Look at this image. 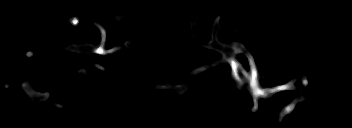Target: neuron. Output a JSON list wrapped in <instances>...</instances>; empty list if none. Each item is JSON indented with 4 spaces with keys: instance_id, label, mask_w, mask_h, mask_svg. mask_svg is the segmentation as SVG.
<instances>
[{
    "instance_id": "2dd73e0c",
    "label": "neuron",
    "mask_w": 352,
    "mask_h": 128,
    "mask_svg": "<svg viewBox=\"0 0 352 128\" xmlns=\"http://www.w3.org/2000/svg\"><path fill=\"white\" fill-rule=\"evenodd\" d=\"M132 18V16L130 15H120L119 18L125 19V18ZM199 14H194L191 17L190 20V30L192 32V37L194 38V40L196 41V43L201 44L204 48H208L214 51H217L219 53H221L222 58L230 65V78H233L236 80L237 83V88L244 89L246 91L249 89L251 91V94L253 96V108L252 111L255 112L258 109V99L261 98H269V96L281 91V90H293L294 89V85L293 82L296 81V79H292L291 81H289L287 84H283L280 86H275L273 88H263L261 87V85L259 84V80L265 79V76L260 77V75L258 74V69L254 63V59L253 56L248 52V50L243 46L240 45L239 43H233L232 45L229 44H225L222 41H219L218 39V31L221 29L222 26H220L218 24L219 20L221 19L220 16H218L215 21H214V25H213V30H212V35L210 38V41L208 43L204 42L203 40H200L195 32V23L199 18ZM70 23L73 26H77L79 24V18L78 17H73L70 18ZM93 25H95L96 27H98L100 29V35H101V41L100 44L98 46H94L93 44H81V45H75V44H71L69 45V47H67L68 51H73L76 53H86V54H100V55H104V56H108L111 53L116 52L117 50H119L120 48H122L123 46L120 44H115L113 48L111 49H105V43L107 40V35H106V29L103 25H101L98 22H93ZM233 33H237L239 31V28L235 29V30H230ZM123 45L126 47V51L125 54L128 53L129 48L131 46V43L129 41H125L123 43ZM238 53H243L247 56L248 60H249V66H250V71L247 72L241 65V63L235 59V55ZM33 55L32 52H27L26 57H31ZM95 67L101 69L104 72V76H106V71L105 69L98 65L97 63H92ZM214 64H207L204 66H201L198 69L192 70L190 72V77L197 75L200 72H203L209 68H211ZM240 73H242V75H240ZM245 81L248 82V87H246ZM302 84L303 86H307L308 85V80L306 77L303 76L302 78ZM23 91L26 93V95L28 96V98L31 101H36L35 98L39 97V102H43L45 98L49 97L51 92H47V93H39L36 92L35 90L32 89V86L30 83H22L21 85ZM153 89H174L175 92L177 94H183L185 92H187V87L182 85V84H177V85H170V84H164V85H158L153 87ZM298 102V99L295 98L291 103L287 104L280 112H279V118L280 120L287 114L291 113L295 107L297 106L296 103Z\"/></svg>"
}]
</instances>
